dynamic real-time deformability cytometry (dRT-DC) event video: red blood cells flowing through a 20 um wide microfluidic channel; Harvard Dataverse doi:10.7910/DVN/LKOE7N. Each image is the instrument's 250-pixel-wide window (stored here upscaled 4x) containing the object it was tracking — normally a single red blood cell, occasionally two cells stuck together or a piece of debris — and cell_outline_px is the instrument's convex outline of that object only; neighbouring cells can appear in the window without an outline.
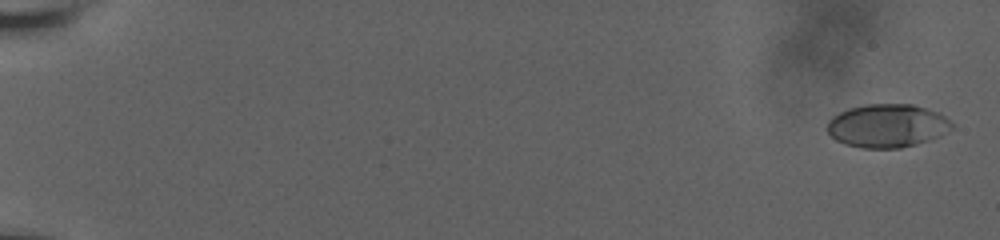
{"species": "human", "species_latin": "Homo sapiens", "temperature_condition": "room temperature", "stored_images_in_passage": 61, "camera_frame_rate_fps": 3000, "um_per_image_px": 0.085, "donor": {"sex": "male"}, "frame": {"image": 1, "passage_image": 2, "time_ms": 0.333, "image_size_px": [1000, 240], "cell_outline_px": [[952, 128], [928, 140], [916, 144], [900, 148], [860, 148], [844, 144], [836, 140], [828, 132], [828, 120], [832, 116], [848, 108], [864, 104], [912, 104], [940, 112], [952, 124]], "centroid_in_image_um": [75.38, 10.68], "position_along_channel_um": 9.6, "area_um2": 31.39}}
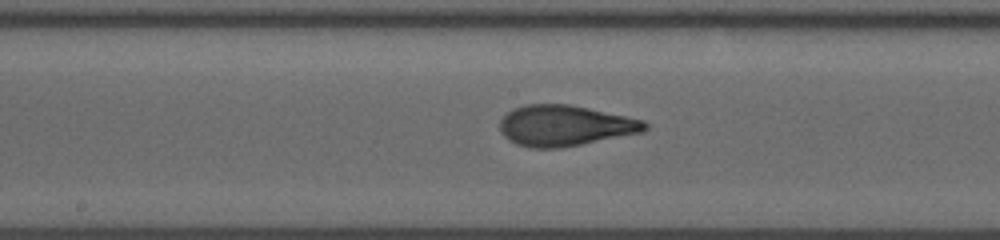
{"frame": {"image": 2, "passage_image": 35, "time_ms": 11.333, "image_size_px": [1000, 240], "cell_outline_px": [[648, 128], [644, 132], [560, 148], [532, 148], [516, 144], [508, 140], [500, 132], [500, 120], [512, 108], [528, 104], [568, 104], [588, 108], [644, 120], [648, 124]], "centroid_in_image_um": [48.01, 10.68], "position_along_channel_um": 200.2, "area_um2": 34.45}}
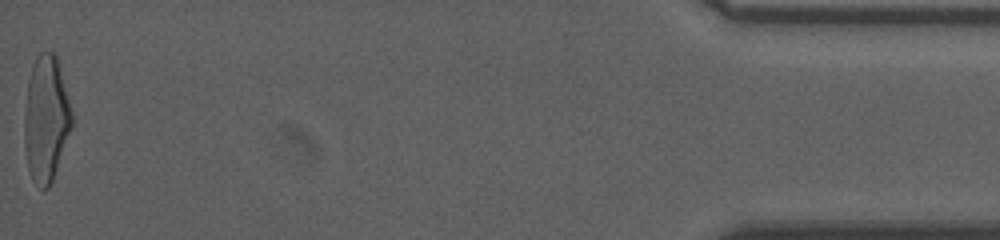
{"frame": {"image": 3, "passage_image": 61, "time_ms": 20.0, "image_size_px": [1000, 240], "cell_outline_px": [[72, 128], [52, 180], [48, 188], [40, 188], [32, 180], [28, 168], [24, 144], [24, 112], [28, 80], [36, 56], [40, 52], [52, 52], [56, 56], [72, 112]], "centroid_in_image_um": [3.9, 10.12], "position_along_channel_um": 431.3, "area_um2": 34.56}, "authors_computed_cell_mechanics": {"area_um2": 33.0616, "velocity_mm_per_s": 3.6618, "shape_relaxation_time_tau1_ms": 4.0335, "shape_relaxation_time_tau2_ms": 0.7113, "deformation_change_tau1": 0.2007, "deformation_change_tau2": 0.0735}}